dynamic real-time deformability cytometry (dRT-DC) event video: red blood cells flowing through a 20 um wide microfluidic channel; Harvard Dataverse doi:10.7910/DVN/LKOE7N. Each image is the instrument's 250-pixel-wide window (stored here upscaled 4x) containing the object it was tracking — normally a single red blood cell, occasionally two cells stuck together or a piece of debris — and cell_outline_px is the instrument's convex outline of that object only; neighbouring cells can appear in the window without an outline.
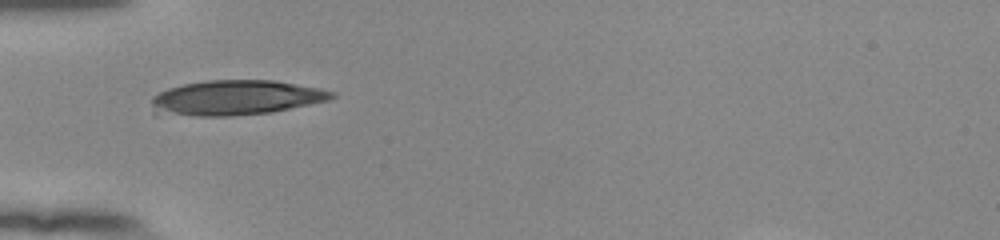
{"species": "human", "species_latin": "Homo sapiens", "temperature_condition": "room temperature", "stored_images_in_passage": 23, "camera_frame_rate_fps": 3000, "um_per_image_px": 0.085, "donor": {"sex": "female"}, "frame": {"image": 1, "passage_image": 1, "time_ms": 0.0, "image_size_px": [1000, 240], "cell_outline_px": [[336, 96], [328, 100], [272, 112], [232, 116], [156, 116], [152, 112], [152, 96], [168, 88], [184, 84], [208, 80], [272, 80], [320, 88], [336, 92]], "centroid_in_image_um": [19.96, 8.33], "position_along_channel_um": 65.0, "area_um2": 37.17}}
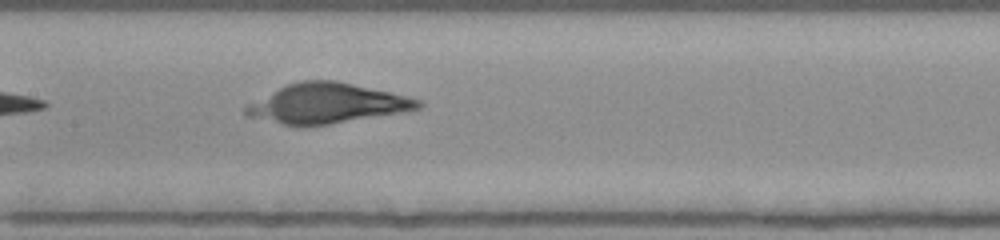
{"frame": {"image": 2, "passage_image": 10, "time_ms": 3.0, "image_size_px": [1000, 240], "cell_outline_px": [[424, 104], [420, 108], [404, 112], [328, 124], [300, 128], [244, 116], [244, 108], [248, 104], [288, 84], [300, 80], [336, 80], [392, 92], [408, 96], [420, 100]], "centroid_in_image_um": [27.79, 8.81], "position_along_channel_um": 179.6, "area_um2": 40.17}}
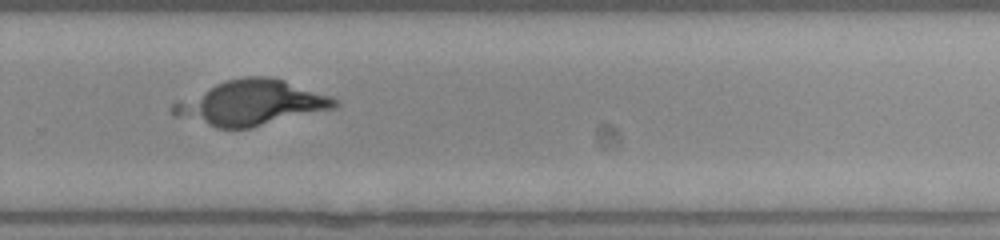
{"frame": {"image": 3, "passage_image": 20, "time_ms": 6.333, "image_size_px": [1000, 240], "cell_outline_px": [[340, 104], [336, 108], [248, 128], [216, 128], [172, 116], [168, 112], [168, 108], [176, 100], [216, 84], [228, 80], [244, 76], [268, 76], [284, 80], [332, 96], [340, 100]], "centroid_in_image_um": [21.3, 8.75], "position_along_channel_um": 308.5, "area_um2": 42.66}}